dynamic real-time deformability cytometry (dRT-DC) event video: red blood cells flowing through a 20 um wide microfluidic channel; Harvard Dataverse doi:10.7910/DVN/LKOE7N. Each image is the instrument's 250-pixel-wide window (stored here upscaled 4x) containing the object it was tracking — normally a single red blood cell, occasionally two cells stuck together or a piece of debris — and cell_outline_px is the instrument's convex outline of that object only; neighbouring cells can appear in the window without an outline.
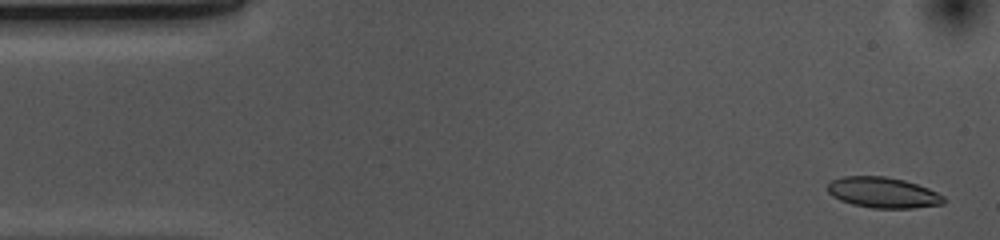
{"species": "common noctule bat (a hibernating species)", "species_latin": "Nyctalus noctula", "temperature_condition": "cold", "stored_images_in_passage": 50, "camera_frame_rate_fps": 3000, "um_per_image_px": 0.085, "animal": {"sex": "female", "body_mass_g": 10.0, "forearm_length_mm": 53.1}, "frame": {"image": 1, "passage_image": 2, "time_ms": 0.333, "image_size_px": [1000, 240], "cell_outline_px": [[944, 204], [912, 208], [872, 208], [852, 204], [840, 200], [832, 196], [828, 192], [828, 184], [832, 180], [844, 176], [884, 176], [904, 180], [928, 188], [944, 196]], "centroid_in_image_um": [75.05, 16.37], "position_along_channel_um": 10.0, "area_um2": 20.69}}
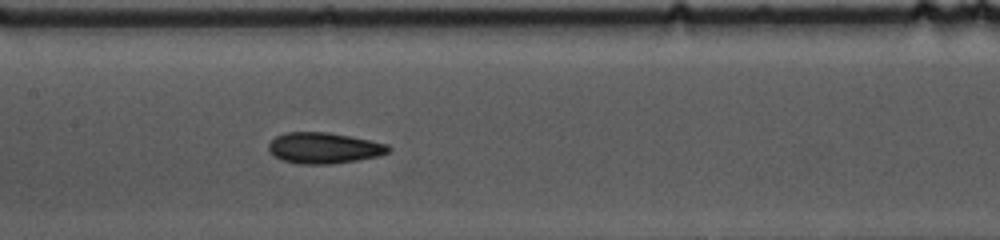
{"frame": {"image": 2, "passage_image": 24, "time_ms": 7.667, "image_size_px": [1000, 240], "cell_outline_px": [[392, 148], [388, 152], [380, 156], [356, 160], [328, 164], [300, 164], [280, 160], [272, 156], [268, 148], [268, 144], [276, 136], [284, 132], [328, 132], [352, 136], [388, 144]], "centroid_in_image_um": [27.52, 12.57], "position_along_channel_um": 179.9, "area_um2": 21.85}}
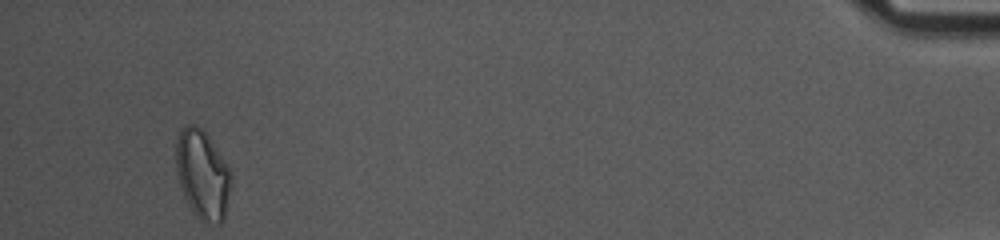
{"frame": {"image": 3, "passage_image": 50, "time_ms": 16.333, "image_size_px": [1000, 240], "cell_outline_px": [[232, 184], [224, 220], [220, 224], [204, 224], [196, 216], [188, 204], [184, 196], [176, 172], [176, 140], [180, 132], [188, 124], [196, 124], [208, 136], [228, 168], [232, 176]], "centroid_in_image_um": [17.22, 14.9], "position_along_channel_um": 418.0, "area_um2": 28.55}, "authors_computed_cell_mechanics": {"area_um2": 21.2704, "velocity_mm_per_s": 3.6858, "shape_relaxation_time_tau1_ms": 5.394, "shape_relaxation_time_tau2_ms": 4.9648, "deformation_change_tau1": 0.1483, "deformation_change_tau2": 0.1023}}